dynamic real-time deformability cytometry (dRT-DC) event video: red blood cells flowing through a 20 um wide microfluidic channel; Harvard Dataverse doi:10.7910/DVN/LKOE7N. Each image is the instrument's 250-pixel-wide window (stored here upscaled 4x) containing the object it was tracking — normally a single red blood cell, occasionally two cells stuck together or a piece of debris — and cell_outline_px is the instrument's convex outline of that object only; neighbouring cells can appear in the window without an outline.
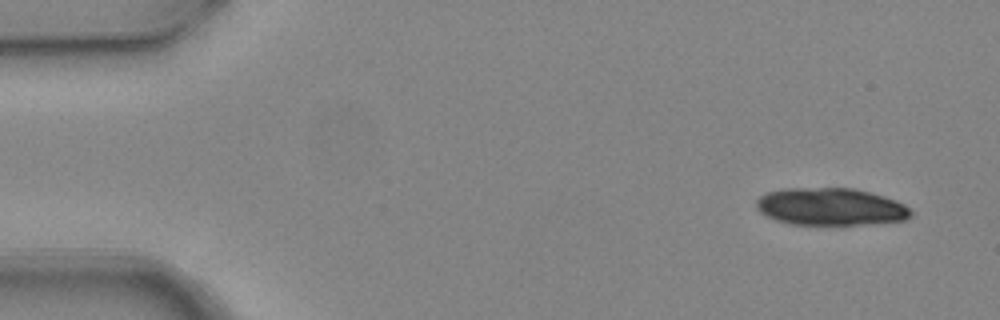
{"species": "common noctule bat (a hibernating species)", "species_latin": "Nyctalus noctula", "temperature_condition": "warm", "stored_images_in_passage": 5, "camera_frame_rate_fps": 3000, "um_per_image_px": 0.085, "animal": {"sex": "female", "body_mass_g": 24.6, "forearm_length_mm": 56.2}, "frame": {"image": 1, "passage_image": 1, "time_ms": 0.0, "image_size_px": [1000, 320], "cell_outline_px": [[912, 216], [908, 220], [860, 224], [792, 224], [776, 220], [760, 212], [756, 208], [756, 200], [760, 196], [768, 192], [784, 188], [852, 188], [884, 196], [896, 200], [904, 204], [912, 212]], "centroid_in_image_um": [70.6, 17.56], "position_along_channel_um": 14.4, "area_um2": 33.52}}
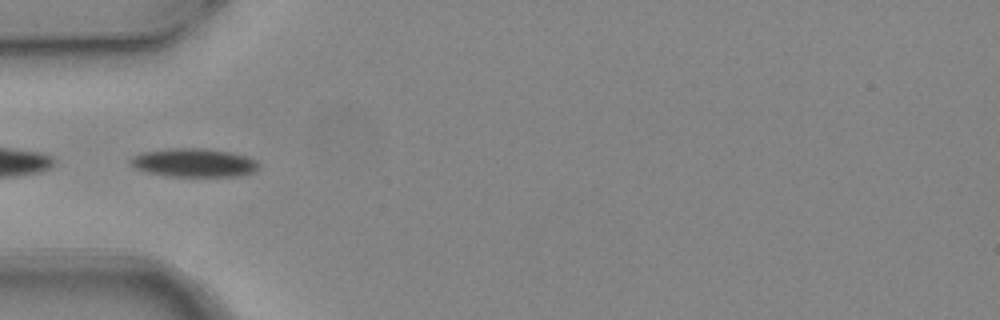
{"frame": {"image": 2, "passage_image": 5, "time_ms": 1.333, "image_size_px": [1000, 320], "cell_outline_px": [[260, 164], [256, 172], [240, 176], [168, 176], [148, 172], [136, 168], [128, 164], [128, 160], [132, 156], [140, 152], [168, 148], [204, 148], [232, 152], [248, 156], [256, 160]], "centroid_in_image_um": [16.49, 13.82], "position_along_channel_um": 68.5, "area_um2": 21.73}}